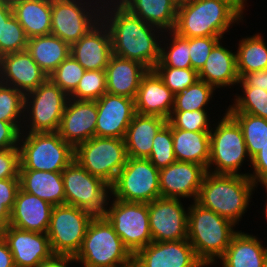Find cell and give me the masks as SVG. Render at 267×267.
<instances>
[{"label": "cell", "instance_id": "cell-1", "mask_svg": "<svg viewBox=\"0 0 267 267\" xmlns=\"http://www.w3.org/2000/svg\"><path fill=\"white\" fill-rule=\"evenodd\" d=\"M101 20L110 32L113 55L153 70L160 61L162 30L144 22L120 2L103 3Z\"/></svg>", "mask_w": 267, "mask_h": 267}, {"label": "cell", "instance_id": "cell-2", "mask_svg": "<svg viewBox=\"0 0 267 267\" xmlns=\"http://www.w3.org/2000/svg\"><path fill=\"white\" fill-rule=\"evenodd\" d=\"M233 0H188L179 3L174 32L185 38L225 37L230 27L244 19Z\"/></svg>", "mask_w": 267, "mask_h": 267}, {"label": "cell", "instance_id": "cell-3", "mask_svg": "<svg viewBox=\"0 0 267 267\" xmlns=\"http://www.w3.org/2000/svg\"><path fill=\"white\" fill-rule=\"evenodd\" d=\"M257 186L245 175L206 172L196 202L239 225Z\"/></svg>", "mask_w": 267, "mask_h": 267}, {"label": "cell", "instance_id": "cell-4", "mask_svg": "<svg viewBox=\"0 0 267 267\" xmlns=\"http://www.w3.org/2000/svg\"><path fill=\"white\" fill-rule=\"evenodd\" d=\"M235 228L236 225L229 219L204 208L196 201H191L188 210L187 240L203 264H219L217 260L224 255L232 237L238 232Z\"/></svg>", "mask_w": 267, "mask_h": 267}, {"label": "cell", "instance_id": "cell-5", "mask_svg": "<svg viewBox=\"0 0 267 267\" xmlns=\"http://www.w3.org/2000/svg\"><path fill=\"white\" fill-rule=\"evenodd\" d=\"M75 259L82 267H133V254L104 215L89 222Z\"/></svg>", "mask_w": 267, "mask_h": 267}, {"label": "cell", "instance_id": "cell-6", "mask_svg": "<svg viewBox=\"0 0 267 267\" xmlns=\"http://www.w3.org/2000/svg\"><path fill=\"white\" fill-rule=\"evenodd\" d=\"M219 119L210 131V159L206 171L213 174L248 176L249 172H241L246 160L251 164V157L240 125L226 110Z\"/></svg>", "mask_w": 267, "mask_h": 267}, {"label": "cell", "instance_id": "cell-7", "mask_svg": "<svg viewBox=\"0 0 267 267\" xmlns=\"http://www.w3.org/2000/svg\"><path fill=\"white\" fill-rule=\"evenodd\" d=\"M19 170L62 172L73 160L75 149L57 132H21Z\"/></svg>", "mask_w": 267, "mask_h": 267}, {"label": "cell", "instance_id": "cell-8", "mask_svg": "<svg viewBox=\"0 0 267 267\" xmlns=\"http://www.w3.org/2000/svg\"><path fill=\"white\" fill-rule=\"evenodd\" d=\"M69 96L49 78L25 94L21 132H57Z\"/></svg>", "mask_w": 267, "mask_h": 267}, {"label": "cell", "instance_id": "cell-9", "mask_svg": "<svg viewBox=\"0 0 267 267\" xmlns=\"http://www.w3.org/2000/svg\"><path fill=\"white\" fill-rule=\"evenodd\" d=\"M98 0H52L51 34L70 46L101 21Z\"/></svg>", "mask_w": 267, "mask_h": 267}, {"label": "cell", "instance_id": "cell-10", "mask_svg": "<svg viewBox=\"0 0 267 267\" xmlns=\"http://www.w3.org/2000/svg\"><path fill=\"white\" fill-rule=\"evenodd\" d=\"M74 159L111 186L128 159L125 140L94 136L75 148Z\"/></svg>", "mask_w": 267, "mask_h": 267}, {"label": "cell", "instance_id": "cell-11", "mask_svg": "<svg viewBox=\"0 0 267 267\" xmlns=\"http://www.w3.org/2000/svg\"><path fill=\"white\" fill-rule=\"evenodd\" d=\"M65 204L90 212L105 213L111 188L104 180L87 172L75 159L62 171Z\"/></svg>", "mask_w": 267, "mask_h": 267}, {"label": "cell", "instance_id": "cell-12", "mask_svg": "<svg viewBox=\"0 0 267 267\" xmlns=\"http://www.w3.org/2000/svg\"><path fill=\"white\" fill-rule=\"evenodd\" d=\"M104 216L133 255L153 242L148 203L127 202L110 196Z\"/></svg>", "mask_w": 267, "mask_h": 267}, {"label": "cell", "instance_id": "cell-13", "mask_svg": "<svg viewBox=\"0 0 267 267\" xmlns=\"http://www.w3.org/2000/svg\"><path fill=\"white\" fill-rule=\"evenodd\" d=\"M110 188L115 199L150 203L161 197L159 169L149 159L128 157Z\"/></svg>", "mask_w": 267, "mask_h": 267}, {"label": "cell", "instance_id": "cell-14", "mask_svg": "<svg viewBox=\"0 0 267 267\" xmlns=\"http://www.w3.org/2000/svg\"><path fill=\"white\" fill-rule=\"evenodd\" d=\"M93 217L90 212L72 205L53 206L46 232L52 252L75 257Z\"/></svg>", "mask_w": 267, "mask_h": 267}, {"label": "cell", "instance_id": "cell-15", "mask_svg": "<svg viewBox=\"0 0 267 267\" xmlns=\"http://www.w3.org/2000/svg\"><path fill=\"white\" fill-rule=\"evenodd\" d=\"M183 204L181 199L164 197L148 203L149 226L153 242L187 239L189 206L185 207Z\"/></svg>", "mask_w": 267, "mask_h": 267}, {"label": "cell", "instance_id": "cell-16", "mask_svg": "<svg viewBox=\"0 0 267 267\" xmlns=\"http://www.w3.org/2000/svg\"><path fill=\"white\" fill-rule=\"evenodd\" d=\"M211 267L196 256L187 239L151 242L133 255V267Z\"/></svg>", "mask_w": 267, "mask_h": 267}, {"label": "cell", "instance_id": "cell-17", "mask_svg": "<svg viewBox=\"0 0 267 267\" xmlns=\"http://www.w3.org/2000/svg\"><path fill=\"white\" fill-rule=\"evenodd\" d=\"M206 169L193 162L175 161L159 170L160 194L164 198L196 201Z\"/></svg>", "mask_w": 267, "mask_h": 267}, {"label": "cell", "instance_id": "cell-18", "mask_svg": "<svg viewBox=\"0 0 267 267\" xmlns=\"http://www.w3.org/2000/svg\"><path fill=\"white\" fill-rule=\"evenodd\" d=\"M98 109L96 137L124 139L135 115L134 99L105 93L96 100Z\"/></svg>", "mask_w": 267, "mask_h": 267}, {"label": "cell", "instance_id": "cell-19", "mask_svg": "<svg viewBox=\"0 0 267 267\" xmlns=\"http://www.w3.org/2000/svg\"><path fill=\"white\" fill-rule=\"evenodd\" d=\"M97 116L96 101L69 98L57 133L75 149L95 136Z\"/></svg>", "mask_w": 267, "mask_h": 267}, {"label": "cell", "instance_id": "cell-20", "mask_svg": "<svg viewBox=\"0 0 267 267\" xmlns=\"http://www.w3.org/2000/svg\"><path fill=\"white\" fill-rule=\"evenodd\" d=\"M1 236L13 255L15 267H37L40 261L53 254L46 233L31 232L7 225L2 228Z\"/></svg>", "mask_w": 267, "mask_h": 267}, {"label": "cell", "instance_id": "cell-21", "mask_svg": "<svg viewBox=\"0 0 267 267\" xmlns=\"http://www.w3.org/2000/svg\"><path fill=\"white\" fill-rule=\"evenodd\" d=\"M47 79L46 73L27 50L0 56V82L3 84L26 94Z\"/></svg>", "mask_w": 267, "mask_h": 267}, {"label": "cell", "instance_id": "cell-22", "mask_svg": "<svg viewBox=\"0 0 267 267\" xmlns=\"http://www.w3.org/2000/svg\"><path fill=\"white\" fill-rule=\"evenodd\" d=\"M70 54L85 70H105L113 51L110 32L102 20L71 45Z\"/></svg>", "mask_w": 267, "mask_h": 267}, {"label": "cell", "instance_id": "cell-23", "mask_svg": "<svg viewBox=\"0 0 267 267\" xmlns=\"http://www.w3.org/2000/svg\"><path fill=\"white\" fill-rule=\"evenodd\" d=\"M175 94L154 70L142 77L134 99L136 113L159 116L166 120L171 115Z\"/></svg>", "mask_w": 267, "mask_h": 267}, {"label": "cell", "instance_id": "cell-24", "mask_svg": "<svg viewBox=\"0 0 267 267\" xmlns=\"http://www.w3.org/2000/svg\"><path fill=\"white\" fill-rule=\"evenodd\" d=\"M53 206L19 189L8 225L31 232L46 233Z\"/></svg>", "mask_w": 267, "mask_h": 267}, {"label": "cell", "instance_id": "cell-25", "mask_svg": "<svg viewBox=\"0 0 267 267\" xmlns=\"http://www.w3.org/2000/svg\"><path fill=\"white\" fill-rule=\"evenodd\" d=\"M148 68L140 62L112 55L105 68L107 93L135 99Z\"/></svg>", "mask_w": 267, "mask_h": 267}, {"label": "cell", "instance_id": "cell-26", "mask_svg": "<svg viewBox=\"0 0 267 267\" xmlns=\"http://www.w3.org/2000/svg\"><path fill=\"white\" fill-rule=\"evenodd\" d=\"M220 40L211 50L206 63L198 71V79L217 88H232L240 80L236 52L224 47Z\"/></svg>", "mask_w": 267, "mask_h": 267}, {"label": "cell", "instance_id": "cell-27", "mask_svg": "<svg viewBox=\"0 0 267 267\" xmlns=\"http://www.w3.org/2000/svg\"><path fill=\"white\" fill-rule=\"evenodd\" d=\"M262 242L255 235L238 230L219 259L222 267H265L267 247Z\"/></svg>", "mask_w": 267, "mask_h": 267}, {"label": "cell", "instance_id": "cell-28", "mask_svg": "<svg viewBox=\"0 0 267 267\" xmlns=\"http://www.w3.org/2000/svg\"><path fill=\"white\" fill-rule=\"evenodd\" d=\"M166 123L159 116L135 113L124 138L128 157L148 159L153 139Z\"/></svg>", "mask_w": 267, "mask_h": 267}, {"label": "cell", "instance_id": "cell-29", "mask_svg": "<svg viewBox=\"0 0 267 267\" xmlns=\"http://www.w3.org/2000/svg\"><path fill=\"white\" fill-rule=\"evenodd\" d=\"M20 189L52 206L65 204L62 172L19 170Z\"/></svg>", "mask_w": 267, "mask_h": 267}, {"label": "cell", "instance_id": "cell-30", "mask_svg": "<svg viewBox=\"0 0 267 267\" xmlns=\"http://www.w3.org/2000/svg\"><path fill=\"white\" fill-rule=\"evenodd\" d=\"M132 14L163 32L174 30L179 3L176 0H120Z\"/></svg>", "mask_w": 267, "mask_h": 267}, {"label": "cell", "instance_id": "cell-31", "mask_svg": "<svg viewBox=\"0 0 267 267\" xmlns=\"http://www.w3.org/2000/svg\"><path fill=\"white\" fill-rule=\"evenodd\" d=\"M176 161L193 162L206 170L210 159V131H185L172 127Z\"/></svg>", "mask_w": 267, "mask_h": 267}, {"label": "cell", "instance_id": "cell-32", "mask_svg": "<svg viewBox=\"0 0 267 267\" xmlns=\"http://www.w3.org/2000/svg\"><path fill=\"white\" fill-rule=\"evenodd\" d=\"M51 5L52 0H24L12 6L28 39L51 34Z\"/></svg>", "mask_w": 267, "mask_h": 267}, {"label": "cell", "instance_id": "cell-33", "mask_svg": "<svg viewBox=\"0 0 267 267\" xmlns=\"http://www.w3.org/2000/svg\"><path fill=\"white\" fill-rule=\"evenodd\" d=\"M71 46L59 37L48 34L28 39L27 51L49 76L70 55Z\"/></svg>", "mask_w": 267, "mask_h": 267}, {"label": "cell", "instance_id": "cell-34", "mask_svg": "<svg viewBox=\"0 0 267 267\" xmlns=\"http://www.w3.org/2000/svg\"><path fill=\"white\" fill-rule=\"evenodd\" d=\"M237 45L236 62L240 79L247 73L267 69V42L261 33L246 36Z\"/></svg>", "mask_w": 267, "mask_h": 267}, {"label": "cell", "instance_id": "cell-35", "mask_svg": "<svg viewBox=\"0 0 267 267\" xmlns=\"http://www.w3.org/2000/svg\"><path fill=\"white\" fill-rule=\"evenodd\" d=\"M189 55V38L182 37L173 30L164 32L161 40L160 61L155 67L191 68Z\"/></svg>", "mask_w": 267, "mask_h": 267}, {"label": "cell", "instance_id": "cell-36", "mask_svg": "<svg viewBox=\"0 0 267 267\" xmlns=\"http://www.w3.org/2000/svg\"><path fill=\"white\" fill-rule=\"evenodd\" d=\"M240 125L247 151L252 158L267 146V119L248 113H229Z\"/></svg>", "mask_w": 267, "mask_h": 267}, {"label": "cell", "instance_id": "cell-37", "mask_svg": "<svg viewBox=\"0 0 267 267\" xmlns=\"http://www.w3.org/2000/svg\"><path fill=\"white\" fill-rule=\"evenodd\" d=\"M215 91L213 86L198 79L193 85L175 95L172 111L207 110L210 100L213 101Z\"/></svg>", "mask_w": 267, "mask_h": 267}, {"label": "cell", "instance_id": "cell-38", "mask_svg": "<svg viewBox=\"0 0 267 267\" xmlns=\"http://www.w3.org/2000/svg\"><path fill=\"white\" fill-rule=\"evenodd\" d=\"M242 94L226 108L228 113H248L267 119V91L255 87H241Z\"/></svg>", "mask_w": 267, "mask_h": 267}, {"label": "cell", "instance_id": "cell-39", "mask_svg": "<svg viewBox=\"0 0 267 267\" xmlns=\"http://www.w3.org/2000/svg\"><path fill=\"white\" fill-rule=\"evenodd\" d=\"M25 94L0 82V121L23 123Z\"/></svg>", "mask_w": 267, "mask_h": 267}, {"label": "cell", "instance_id": "cell-40", "mask_svg": "<svg viewBox=\"0 0 267 267\" xmlns=\"http://www.w3.org/2000/svg\"><path fill=\"white\" fill-rule=\"evenodd\" d=\"M85 71L83 66L70 54L48 78L70 96L76 90Z\"/></svg>", "mask_w": 267, "mask_h": 267}, {"label": "cell", "instance_id": "cell-41", "mask_svg": "<svg viewBox=\"0 0 267 267\" xmlns=\"http://www.w3.org/2000/svg\"><path fill=\"white\" fill-rule=\"evenodd\" d=\"M107 92L105 70H86L76 90L69 96L75 100L96 101Z\"/></svg>", "mask_w": 267, "mask_h": 267}, {"label": "cell", "instance_id": "cell-42", "mask_svg": "<svg viewBox=\"0 0 267 267\" xmlns=\"http://www.w3.org/2000/svg\"><path fill=\"white\" fill-rule=\"evenodd\" d=\"M148 159L159 170L176 161L173 150L172 126L168 122L155 135Z\"/></svg>", "mask_w": 267, "mask_h": 267}, {"label": "cell", "instance_id": "cell-43", "mask_svg": "<svg viewBox=\"0 0 267 267\" xmlns=\"http://www.w3.org/2000/svg\"><path fill=\"white\" fill-rule=\"evenodd\" d=\"M209 115L207 110L172 111L167 122L172 127L185 131H211L213 124Z\"/></svg>", "mask_w": 267, "mask_h": 267}, {"label": "cell", "instance_id": "cell-44", "mask_svg": "<svg viewBox=\"0 0 267 267\" xmlns=\"http://www.w3.org/2000/svg\"><path fill=\"white\" fill-rule=\"evenodd\" d=\"M153 70L175 95L198 80V72L192 68L154 67Z\"/></svg>", "mask_w": 267, "mask_h": 267}, {"label": "cell", "instance_id": "cell-45", "mask_svg": "<svg viewBox=\"0 0 267 267\" xmlns=\"http://www.w3.org/2000/svg\"><path fill=\"white\" fill-rule=\"evenodd\" d=\"M28 38L23 27L12 15L4 24L2 41H0V56L27 50Z\"/></svg>", "mask_w": 267, "mask_h": 267}, {"label": "cell", "instance_id": "cell-46", "mask_svg": "<svg viewBox=\"0 0 267 267\" xmlns=\"http://www.w3.org/2000/svg\"><path fill=\"white\" fill-rule=\"evenodd\" d=\"M224 37L189 38L191 68L197 72L204 66L213 47Z\"/></svg>", "mask_w": 267, "mask_h": 267}, {"label": "cell", "instance_id": "cell-47", "mask_svg": "<svg viewBox=\"0 0 267 267\" xmlns=\"http://www.w3.org/2000/svg\"><path fill=\"white\" fill-rule=\"evenodd\" d=\"M19 148L0 150V180L19 178Z\"/></svg>", "mask_w": 267, "mask_h": 267}, {"label": "cell", "instance_id": "cell-48", "mask_svg": "<svg viewBox=\"0 0 267 267\" xmlns=\"http://www.w3.org/2000/svg\"><path fill=\"white\" fill-rule=\"evenodd\" d=\"M252 173L248 177L258 186L267 185V146L262 148L251 158Z\"/></svg>", "mask_w": 267, "mask_h": 267}, {"label": "cell", "instance_id": "cell-49", "mask_svg": "<svg viewBox=\"0 0 267 267\" xmlns=\"http://www.w3.org/2000/svg\"><path fill=\"white\" fill-rule=\"evenodd\" d=\"M22 125L0 121V150L18 147Z\"/></svg>", "mask_w": 267, "mask_h": 267}, {"label": "cell", "instance_id": "cell-50", "mask_svg": "<svg viewBox=\"0 0 267 267\" xmlns=\"http://www.w3.org/2000/svg\"><path fill=\"white\" fill-rule=\"evenodd\" d=\"M20 189L19 178L0 180V202L11 213L17 193Z\"/></svg>", "mask_w": 267, "mask_h": 267}, {"label": "cell", "instance_id": "cell-51", "mask_svg": "<svg viewBox=\"0 0 267 267\" xmlns=\"http://www.w3.org/2000/svg\"><path fill=\"white\" fill-rule=\"evenodd\" d=\"M237 85L240 87H255L267 91V69L245 74Z\"/></svg>", "mask_w": 267, "mask_h": 267}, {"label": "cell", "instance_id": "cell-52", "mask_svg": "<svg viewBox=\"0 0 267 267\" xmlns=\"http://www.w3.org/2000/svg\"><path fill=\"white\" fill-rule=\"evenodd\" d=\"M72 263H78L74 256L53 253L49 258L40 261L37 267H70Z\"/></svg>", "mask_w": 267, "mask_h": 267}, {"label": "cell", "instance_id": "cell-53", "mask_svg": "<svg viewBox=\"0 0 267 267\" xmlns=\"http://www.w3.org/2000/svg\"><path fill=\"white\" fill-rule=\"evenodd\" d=\"M0 267H15L13 255L2 236H0Z\"/></svg>", "mask_w": 267, "mask_h": 267}, {"label": "cell", "instance_id": "cell-54", "mask_svg": "<svg viewBox=\"0 0 267 267\" xmlns=\"http://www.w3.org/2000/svg\"><path fill=\"white\" fill-rule=\"evenodd\" d=\"M13 15L12 6L0 1V41H2L3 24Z\"/></svg>", "mask_w": 267, "mask_h": 267}, {"label": "cell", "instance_id": "cell-55", "mask_svg": "<svg viewBox=\"0 0 267 267\" xmlns=\"http://www.w3.org/2000/svg\"><path fill=\"white\" fill-rule=\"evenodd\" d=\"M10 220V212L3 206V202H0V226L6 227Z\"/></svg>", "mask_w": 267, "mask_h": 267}, {"label": "cell", "instance_id": "cell-56", "mask_svg": "<svg viewBox=\"0 0 267 267\" xmlns=\"http://www.w3.org/2000/svg\"><path fill=\"white\" fill-rule=\"evenodd\" d=\"M236 2L244 11H246L245 7L247 5V0H233Z\"/></svg>", "mask_w": 267, "mask_h": 267}, {"label": "cell", "instance_id": "cell-57", "mask_svg": "<svg viewBox=\"0 0 267 267\" xmlns=\"http://www.w3.org/2000/svg\"><path fill=\"white\" fill-rule=\"evenodd\" d=\"M0 1L6 3L7 5L13 6L14 4L24 1V0H0Z\"/></svg>", "mask_w": 267, "mask_h": 267}, {"label": "cell", "instance_id": "cell-58", "mask_svg": "<svg viewBox=\"0 0 267 267\" xmlns=\"http://www.w3.org/2000/svg\"><path fill=\"white\" fill-rule=\"evenodd\" d=\"M262 187H264L265 188V192L267 193V185H262ZM263 212L265 213V218H266V220H267V199H266V202H265V205H264V208H263Z\"/></svg>", "mask_w": 267, "mask_h": 267}, {"label": "cell", "instance_id": "cell-59", "mask_svg": "<svg viewBox=\"0 0 267 267\" xmlns=\"http://www.w3.org/2000/svg\"><path fill=\"white\" fill-rule=\"evenodd\" d=\"M101 3H106V2H119L120 0H98Z\"/></svg>", "mask_w": 267, "mask_h": 267}, {"label": "cell", "instance_id": "cell-60", "mask_svg": "<svg viewBox=\"0 0 267 267\" xmlns=\"http://www.w3.org/2000/svg\"><path fill=\"white\" fill-rule=\"evenodd\" d=\"M178 3L184 2V1H188V0H176Z\"/></svg>", "mask_w": 267, "mask_h": 267}]
</instances>
